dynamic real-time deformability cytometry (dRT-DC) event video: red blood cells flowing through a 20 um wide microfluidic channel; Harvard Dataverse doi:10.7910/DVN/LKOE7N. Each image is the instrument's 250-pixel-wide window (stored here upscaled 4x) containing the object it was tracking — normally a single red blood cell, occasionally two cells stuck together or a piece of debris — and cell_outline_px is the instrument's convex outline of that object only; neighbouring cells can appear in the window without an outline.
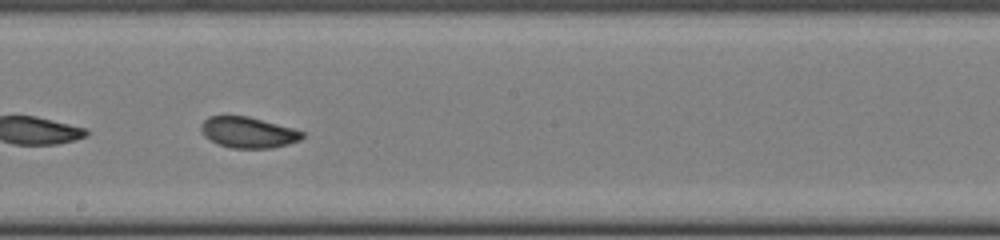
{"species": "common noctule bat (a hibernating species)", "species_latin": "Nyctalus noctula", "temperature_condition": "cold", "stored_images_in_passage": 39, "camera_frame_rate_fps": 3000, "um_per_image_px": 0.085, "animal": {"sex": "female", "body_mass_g": 22.0, "forearm_length_mm": 56.7}, "frame": {"image": 1, "passage_image": 21, "time_ms": 6.667, "image_size_px": [1000, 240], "cell_outline_px": [[304, 136], [300, 140], [288, 144], [272, 148], [232, 148], [216, 144], [204, 136], [200, 128], [200, 124], [208, 116], [248, 116], [292, 128], [304, 132]], "centroid_in_image_um": [21.06, 11.26], "position_along_channel_um": 227.1, "area_um2": 18.26}}
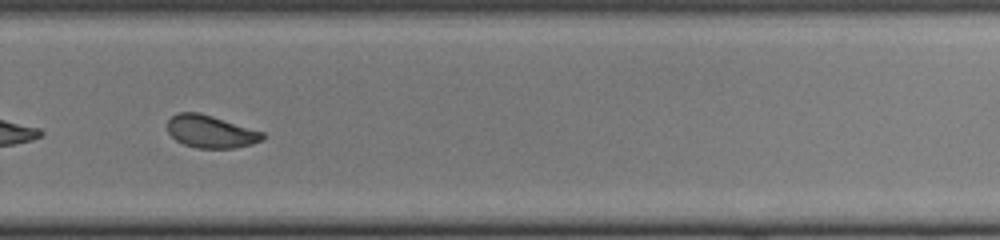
{"frame": {"image": 2, "passage_image": 27, "time_ms": 8.667, "image_size_px": [1000, 240], "cell_outline_px": [[264, 140], [252, 144], [236, 148], [196, 148], [184, 144], [176, 140], [168, 132], [168, 120], [176, 112], [200, 112], [264, 132]], "centroid_in_image_um": [17.92, 11.18], "position_along_channel_um": 311.9, "area_um2": 18.15}}
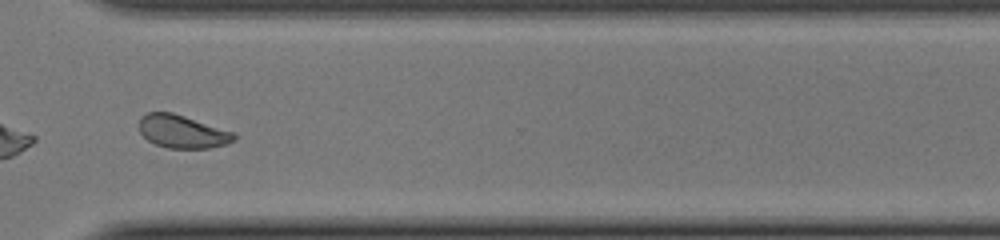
{"frame": {"image": 3, "passage_image": 30, "time_ms": 9.667, "image_size_px": [1000, 240], "cell_outline_px": [[236, 140], [228, 144], [208, 148], [168, 148], [156, 144], [148, 140], [140, 132], [140, 116], [148, 112], [172, 112], [236, 132]], "centroid_in_image_um": [15.54, 11.18], "position_along_channel_um": 355.1, "area_um2": 18.38}}